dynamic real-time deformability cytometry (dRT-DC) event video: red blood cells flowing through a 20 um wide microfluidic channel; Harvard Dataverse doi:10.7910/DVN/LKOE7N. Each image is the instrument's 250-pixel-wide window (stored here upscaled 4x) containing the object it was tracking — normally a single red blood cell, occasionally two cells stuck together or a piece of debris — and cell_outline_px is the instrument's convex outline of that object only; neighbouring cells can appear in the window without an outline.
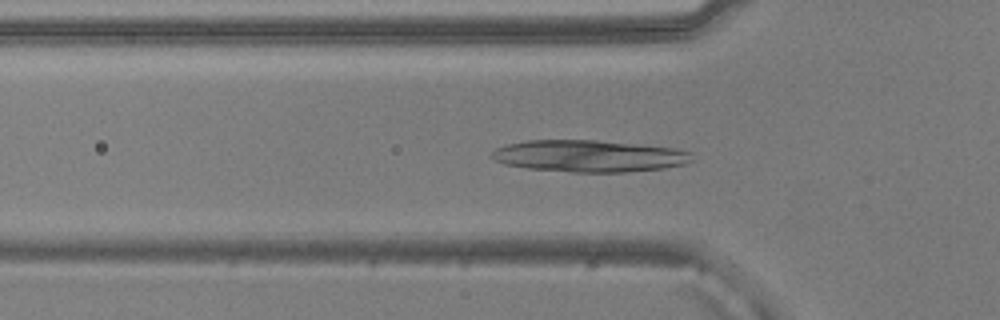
{"species": "common noctule bat (a hibernating species)", "species_latin": "Nyctalus noctula", "temperature_condition": "warm", "stored_images_in_passage": 42, "camera_frame_rate_fps": 3000, "um_per_image_px": 0.085, "animal": {"sex": "male", "body_mass_g": 20.5, "forearm_length_mm": 52.5}, "frame": {"image": 1, "passage_image": 16, "time_ms": 5.0, "image_size_px": [1000, 320], "cell_outline_px": [[692, 160], [684, 164], [664, 168], [624, 172], [572, 172], [528, 168], [504, 164], [496, 160], [492, 156], [492, 152], [496, 148], [508, 144], [528, 140], [596, 140], [676, 148], [692, 152]], "centroid_in_image_um": [50.09, 13.26], "position_along_channel_um": 75.7, "area_um2": 36.99}}
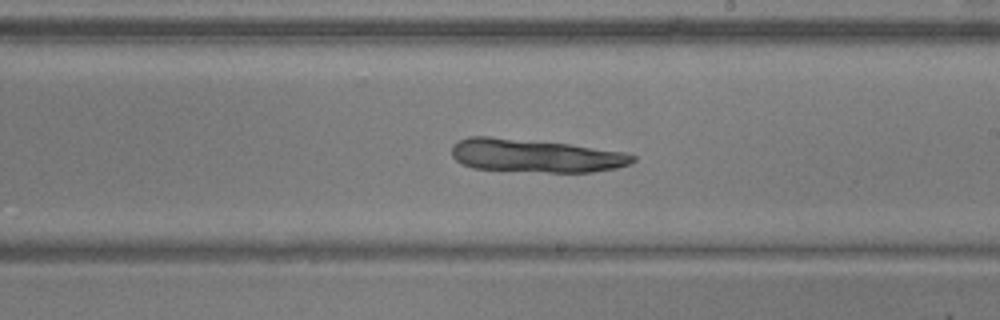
{"frame": {"image": 2, "passage_image": 29, "time_ms": 9.333, "image_size_px": [1000, 320], "cell_outline_px": [[636, 160], [632, 164], [616, 168], [592, 172], [548, 172], [472, 168], [456, 160], [452, 156], [452, 144], [456, 140], [468, 136], [488, 136], [568, 144], [624, 152], [636, 156]], "centroid_in_image_um": [45.49, 13.23], "position_along_channel_um": 243.5, "area_um2": 35.03}}
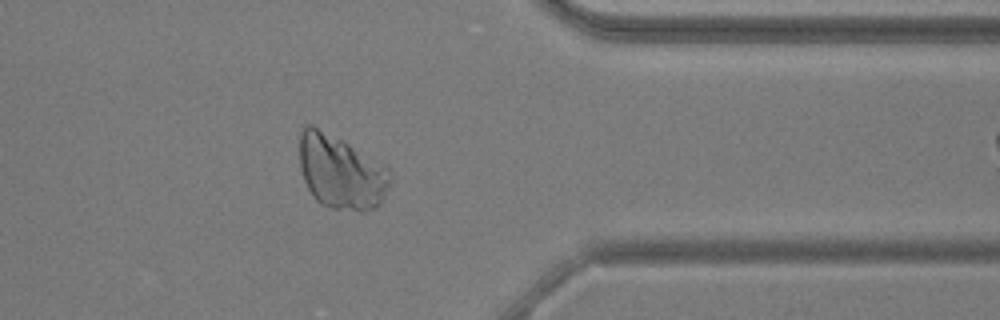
{"frame": {"image": 3, "passage_image": 41, "time_ms": 13.333, "image_size_px": [1000, 320], "cell_outline_px": [[392, 180], [380, 204], [376, 208], [332, 208], [320, 204], [312, 196], [304, 180], [300, 168], [300, 132], [304, 124], [312, 124], [384, 164], [392, 172]], "centroid_in_image_um": [28.97, 14.6], "position_along_channel_um": 382.4, "area_um2": 38.55}}